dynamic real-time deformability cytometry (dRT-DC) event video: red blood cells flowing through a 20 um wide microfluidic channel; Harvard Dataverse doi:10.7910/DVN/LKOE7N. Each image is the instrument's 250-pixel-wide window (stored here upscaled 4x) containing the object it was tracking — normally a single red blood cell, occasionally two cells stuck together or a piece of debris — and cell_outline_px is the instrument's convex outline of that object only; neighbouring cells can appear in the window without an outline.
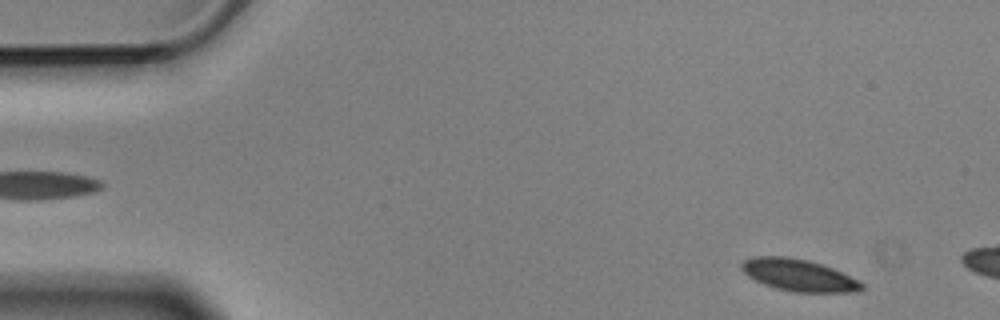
{"species": "Egyptian fruit bat (a non-hibernating species)", "species_latin": "Rousettus aegyptiacus", "temperature_condition": "cold", "stored_images_in_passage": 3, "camera_frame_rate_fps": 3000, "um_per_image_px": 0.085, "animal": {"sex": "male"}, "frame": {"image": 1, "passage_image": 1, "time_ms": 0.0, "image_size_px": [1000, 320], "cell_outline_px": [[864, 288], [856, 292], [792, 292], [776, 288], [764, 284], [748, 276], [740, 268], [740, 264], [744, 260], [752, 256], [788, 256], [808, 260], [832, 268], [864, 284]], "centroid_in_image_um": [67.84, 23.38], "position_along_channel_um": 17.2, "area_um2": 22.25}}